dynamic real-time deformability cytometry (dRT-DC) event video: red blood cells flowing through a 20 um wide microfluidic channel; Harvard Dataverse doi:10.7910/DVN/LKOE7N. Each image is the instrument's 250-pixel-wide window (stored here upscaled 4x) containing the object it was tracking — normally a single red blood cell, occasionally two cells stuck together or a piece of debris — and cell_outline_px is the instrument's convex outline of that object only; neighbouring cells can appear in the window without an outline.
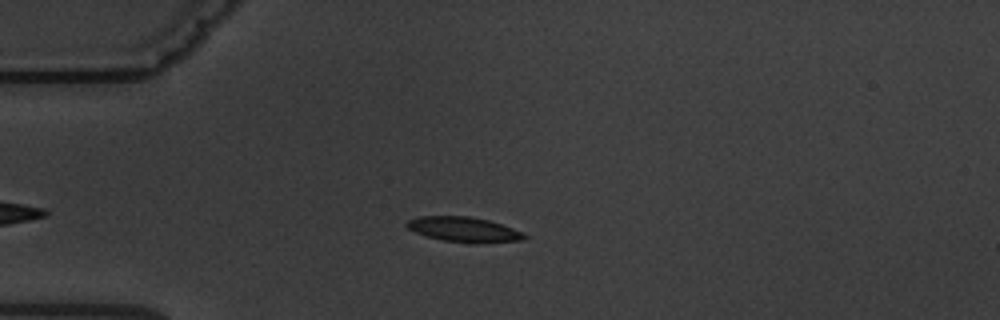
{"species": "common noctule bat (a hibernating species)", "species_latin": "Nyctalus noctula", "temperature_condition": "warm", "stored_images_in_passage": 4, "camera_frame_rate_fps": 3000, "um_per_image_px": 0.085, "animal": {"sex": "male", "body_mass_g": 19.5, "forearm_length_mm": 54.6}, "frame": {"image": 1, "passage_image": 2, "time_ms": 1.333, "image_size_px": [1000, 320], "cell_outline_px": [[528, 236], [524, 240], [484, 244], [468, 244], [440, 240], [416, 232], [408, 228], [404, 224], [408, 220], [416, 216], [468, 216], [488, 220], [524, 232]], "centroid_in_image_um": [39.46, 19.53], "position_along_channel_um": 45.5, "area_um2": 17.51}}
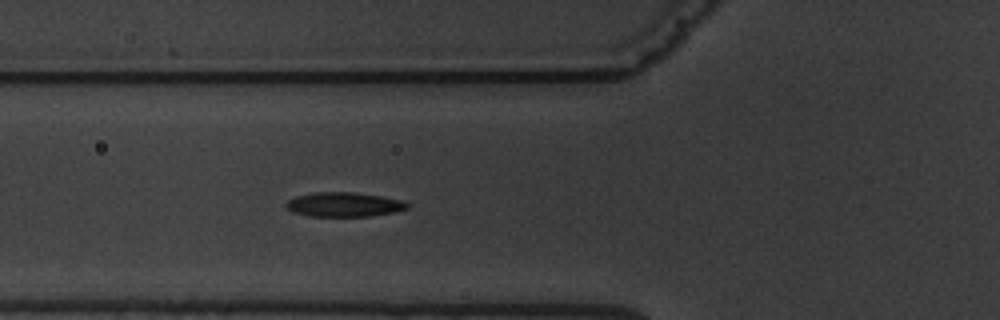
{"frame": {"image": 2, "passage_image": 4, "time_ms": 3.333, "image_size_px": [1000, 320], "cell_outline_px": [[408, 208], [396, 212], [368, 216], [308, 216], [292, 212], [284, 208], [284, 204], [288, 200], [296, 196], [316, 192], [352, 192], [380, 196], [404, 200], [408, 204]], "centroid_in_image_um": [29.2, 17.39], "position_along_channel_um": 96.6, "area_um2": 17.34}}